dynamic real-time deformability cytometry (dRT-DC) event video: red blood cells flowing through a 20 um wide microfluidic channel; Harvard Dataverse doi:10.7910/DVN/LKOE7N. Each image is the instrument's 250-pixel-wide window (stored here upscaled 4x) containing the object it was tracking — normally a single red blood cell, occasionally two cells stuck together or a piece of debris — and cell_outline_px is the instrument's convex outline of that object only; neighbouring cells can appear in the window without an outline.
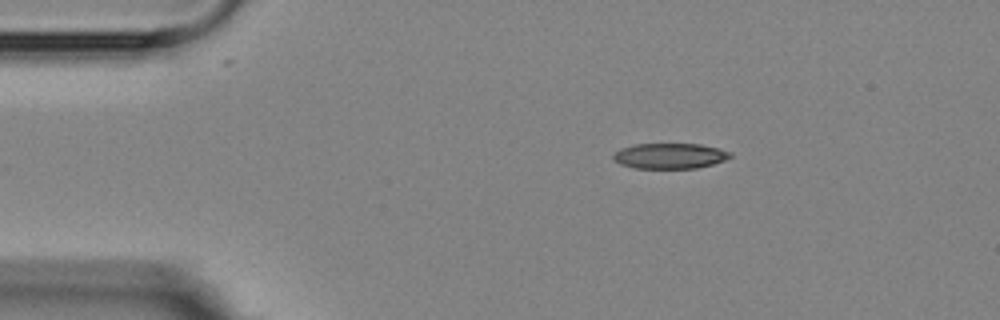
{"species": "Egyptian fruit bat (a non-hibernating species)", "species_latin": "Rousettus aegyptiacus", "temperature_condition": "room temperature", "stored_images_in_passage": 3, "camera_frame_rate_fps": 3000, "um_per_image_px": 0.085, "animal": {"sex": "female"}, "frame": {"image": 1, "passage_image": 1, "time_ms": 0.0, "image_size_px": [1000, 320], "cell_outline_px": [[732, 156], [724, 160], [712, 164], [696, 168], [636, 168], [620, 164], [612, 156], [612, 152], [620, 148], [632, 144], [700, 144], [720, 148], [732, 152]], "centroid_in_image_um": [56.92, 13.24], "position_along_channel_um": 28.1, "area_um2": 17.46}}